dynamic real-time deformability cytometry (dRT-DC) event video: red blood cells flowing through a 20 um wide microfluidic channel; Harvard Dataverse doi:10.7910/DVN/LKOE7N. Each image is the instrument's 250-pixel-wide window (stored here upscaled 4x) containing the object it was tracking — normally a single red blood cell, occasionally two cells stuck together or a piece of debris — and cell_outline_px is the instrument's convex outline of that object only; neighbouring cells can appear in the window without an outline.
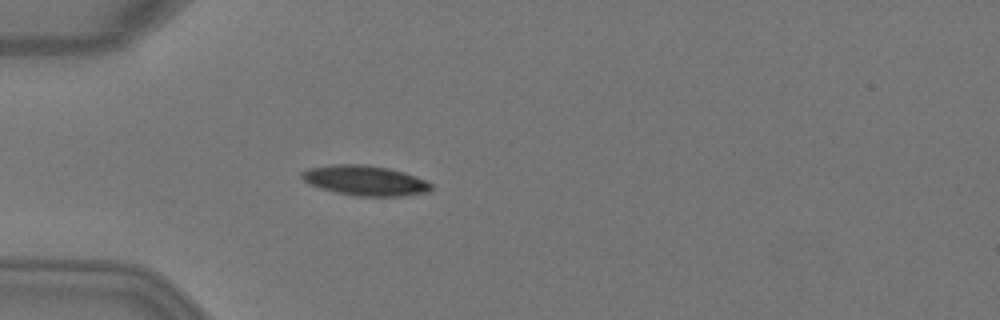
{"species": "Egyptian fruit bat (a non-hibernating species)", "species_latin": "Rousettus aegyptiacus", "temperature_condition": "warm", "stored_images_in_passage": 4, "camera_frame_rate_fps": 3000, "um_per_image_px": 0.085, "animal": {"sex": "female"}, "frame": {"image": 1, "passage_image": 4, "time_ms": 1.0, "image_size_px": [1000, 320], "cell_outline_px": [[432, 188], [428, 192], [400, 196], [356, 196], [336, 192], [320, 188], [308, 184], [300, 176], [300, 172], [308, 168], [332, 164], [364, 164], [388, 168], [404, 172], [416, 176], [432, 184]], "centroid_in_image_um": [31.0, 15.34], "position_along_channel_um": 54.0, "area_um2": 22.72}}